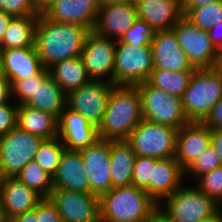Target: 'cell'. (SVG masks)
<instances>
[{"label":"cell","mask_w":222,"mask_h":222,"mask_svg":"<svg viewBox=\"0 0 222 222\" xmlns=\"http://www.w3.org/2000/svg\"><path fill=\"white\" fill-rule=\"evenodd\" d=\"M89 32L83 26L56 22L40 14L34 45L43 67L49 69L62 60L80 56Z\"/></svg>","instance_id":"6da1fadb"},{"label":"cell","mask_w":222,"mask_h":222,"mask_svg":"<svg viewBox=\"0 0 222 222\" xmlns=\"http://www.w3.org/2000/svg\"><path fill=\"white\" fill-rule=\"evenodd\" d=\"M142 120L141 96L137 87L114 85L97 127L98 137L107 141H126Z\"/></svg>","instance_id":"7a4b0ae2"},{"label":"cell","mask_w":222,"mask_h":222,"mask_svg":"<svg viewBox=\"0 0 222 222\" xmlns=\"http://www.w3.org/2000/svg\"><path fill=\"white\" fill-rule=\"evenodd\" d=\"M158 203L133 184L111 188L99 197L100 222H142Z\"/></svg>","instance_id":"3957f363"},{"label":"cell","mask_w":222,"mask_h":222,"mask_svg":"<svg viewBox=\"0 0 222 222\" xmlns=\"http://www.w3.org/2000/svg\"><path fill=\"white\" fill-rule=\"evenodd\" d=\"M222 97V68L195 69L181 100L190 122H203Z\"/></svg>","instance_id":"277c9868"},{"label":"cell","mask_w":222,"mask_h":222,"mask_svg":"<svg viewBox=\"0 0 222 222\" xmlns=\"http://www.w3.org/2000/svg\"><path fill=\"white\" fill-rule=\"evenodd\" d=\"M178 129L142 120L130 133L126 142L136 156L157 160L175 158Z\"/></svg>","instance_id":"5b68a950"},{"label":"cell","mask_w":222,"mask_h":222,"mask_svg":"<svg viewBox=\"0 0 222 222\" xmlns=\"http://www.w3.org/2000/svg\"><path fill=\"white\" fill-rule=\"evenodd\" d=\"M135 86L141 96L144 120L178 130L190 122L184 113L181 98L155 89L147 82Z\"/></svg>","instance_id":"8992f818"},{"label":"cell","mask_w":222,"mask_h":222,"mask_svg":"<svg viewBox=\"0 0 222 222\" xmlns=\"http://www.w3.org/2000/svg\"><path fill=\"white\" fill-rule=\"evenodd\" d=\"M153 69L151 45L136 47L116 40L114 85L135 86L146 82Z\"/></svg>","instance_id":"52a82bcc"},{"label":"cell","mask_w":222,"mask_h":222,"mask_svg":"<svg viewBox=\"0 0 222 222\" xmlns=\"http://www.w3.org/2000/svg\"><path fill=\"white\" fill-rule=\"evenodd\" d=\"M179 46L184 50L194 69L220 66L221 54L211 42L208 32L199 29L184 15L172 28Z\"/></svg>","instance_id":"ba28073f"},{"label":"cell","mask_w":222,"mask_h":222,"mask_svg":"<svg viewBox=\"0 0 222 222\" xmlns=\"http://www.w3.org/2000/svg\"><path fill=\"white\" fill-rule=\"evenodd\" d=\"M43 139L18 126L0 136V178L16 177L21 169L34 160Z\"/></svg>","instance_id":"9c48e42d"},{"label":"cell","mask_w":222,"mask_h":222,"mask_svg":"<svg viewBox=\"0 0 222 222\" xmlns=\"http://www.w3.org/2000/svg\"><path fill=\"white\" fill-rule=\"evenodd\" d=\"M164 199L165 206L158 205L173 222H199L221 208L205 193L192 186L180 187Z\"/></svg>","instance_id":"30bf717a"},{"label":"cell","mask_w":222,"mask_h":222,"mask_svg":"<svg viewBox=\"0 0 222 222\" xmlns=\"http://www.w3.org/2000/svg\"><path fill=\"white\" fill-rule=\"evenodd\" d=\"M115 51L116 40L100 36L94 31L87 34L80 57L91 80L113 84Z\"/></svg>","instance_id":"8fae6325"},{"label":"cell","mask_w":222,"mask_h":222,"mask_svg":"<svg viewBox=\"0 0 222 222\" xmlns=\"http://www.w3.org/2000/svg\"><path fill=\"white\" fill-rule=\"evenodd\" d=\"M113 86L114 84L110 82L91 80L67 94L66 107L82 114L90 123L98 127Z\"/></svg>","instance_id":"7c38bea8"},{"label":"cell","mask_w":222,"mask_h":222,"mask_svg":"<svg viewBox=\"0 0 222 222\" xmlns=\"http://www.w3.org/2000/svg\"><path fill=\"white\" fill-rule=\"evenodd\" d=\"M48 198L63 222H100L99 197L94 194L53 189Z\"/></svg>","instance_id":"4fadbf2b"},{"label":"cell","mask_w":222,"mask_h":222,"mask_svg":"<svg viewBox=\"0 0 222 222\" xmlns=\"http://www.w3.org/2000/svg\"><path fill=\"white\" fill-rule=\"evenodd\" d=\"M79 151L89 178L90 194L100 197L111 189V141L99 138Z\"/></svg>","instance_id":"5bb4252c"},{"label":"cell","mask_w":222,"mask_h":222,"mask_svg":"<svg viewBox=\"0 0 222 222\" xmlns=\"http://www.w3.org/2000/svg\"><path fill=\"white\" fill-rule=\"evenodd\" d=\"M136 19V3L100 5L93 31L108 39L119 40Z\"/></svg>","instance_id":"9a60e30c"},{"label":"cell","mask_w":222,"mask_h":222,"mask_svg":"<svg viewBox=\"0 0 222 222\" xmlns=\"http://www.w3.org/2000/svg\"><path fill=\"white\" fill-rule=\"evenodd\" d=\"M154 69L194 71L173 29L155 32L151 42Z\"/></svg>","instance_id":"2e32d148"},{"label":"cell","mask_w":222,"mask_h":222,"mask_svg":"<svg viewBox=\"0 0 222 222\" xmlns=\"http://www.w3.org/2000/svg\"><path fill=\"white\" fill-rule=\"evenodd\" d=\"M58 137L69 150H80L99 139L97 127L82 114L65 108L58 118Z\"/></svg>","instance_id":"e0dca14e"},{"label":"cell","mask_w":222,"mask_h":222,"mask_svg":"<svg viewBox=\"0 0 222 222\" xmlns=\"http://www.w3.org/2000/svg\"><path fill=\"white\" fill-rule=\"evenodd\" d=\"M211 145V128L203 122H189L176 135L175 160L185 170Z\"/></svg>","instance_id":"ac0fdd59"},{"label":"cell","mask_w":222,"mask_h":222,"mask_svg":"<svg viewBox=\"0 0 222 222\" xmlns=\"http://www.w3.org/2000/svg\"><path fill=\"white\" fill-rule=\"evenodd\" d=\"M52 183L53 189L90 194L89 178L79 150L64 149Z\"/></svg>","instance_id":"d6986e66"},{"label":"cell","mask_w":222,"mask_h":222,"mask_svg":"<svg viewBox=\"0 0 222 222\" xmlns=\"http://www.w3.org/2000/svg\"><path fill=\"white\" fill-rule=\"evenodd\" d=\"M99 0H57L44 14L53 21L72 23L93 31Z\"/></svg>","instance_id":"ffe728a7"},{"label":"cell","mask_w":222,"mask_h":222,"mask_svg":"<svg viewBox=\"0 0 222 222\" xmlns=\"http://www.w3.org/2000/svg\"><path fill=\"white\" fill-rule=\"evenodd\" d=\"M0 198L7 219L34 209L44 199L16 177L0 179Z\"/></svg>","instance_id":"44dd1931"},{"label":"cell","mask_w":222,"mask_h":222,"mask_svg":"<svg viewBox=\"0 0 222 222\" xmlns=\"http://www.w3.org/2000/svg\"><path fill=\"white\" fill-rule=\"evenodd\" d=\"M3 76L13 84L37 74L42 68L35 47L1 49Z\"/></svg>","instance_id":"7402d4cb"},{"label":"cell","mask_w":222,"mask_h":222,"mask_svg":"<svg viewBox=\"0 0 222 222\" xmlns=\"http://www.w3.org/2000/svg\"><path fill=\"white\" fill-rule=\"evenodd\" d=\"M137 18L147 22L155 31L169 30L183 16L177 0H136Z\"/></svg>","instance_id":"603a6c76"},{"label":"cell","mask_w":222,"mask_h":222,"mask_svg":"<svg viewBox=\"0 0 222 222\" xmlns=\"http://www.w3.org/2000/svg\"><path fill=\"white\" fill-rule=\"evenodd\" d=\"M184 169L175 158L156 159L149 185L144 189L158 204L181 187ZM163 198V199H162Z\"/></svg>","instance_id":"cb8c5ba5"},{"label":"cell","mask_w":222,"mask_h":222,"mask_svg":"<svg viewBox=\"0 0 222 222\" xmlns=\"http://www.w3.org/2000/svg\"><path fill=\"white\" fill-rule=\"evenodd\" d=\"M58 117L48 112L19 105L17 111V126L42 139L58 136Z\"/></svg>","instance_id":"d4e9b609"},{"label":"cell","mask_w":222,"mask_h":222,"mask_svg":"<svg viewBox=\"0 0 222 222\" xmlns=\"http://www.w3.org/2000/svg\"><path fill=\"white\" fill-rule=\"evenodd\" d=\"M67 95L51 76L46 80H36L33 96L24 104L57 116L66 108Z\"/></svg>","instance_id":"484cf974"},{"label":"cell","mask_w":222,"mask_h":222,"mask_svg":"<svg viewBox=\"0 0 222 222\" xmlns=\"http://www.w3.org/2000/svg\"><path fill=\"white\" fill-rule=\"evenodd\" d=\"M136 154L126 141H111V188L132 184Z\"/></svg>","instance_id":"4316f807"},{"label":"cell","mask_w":222,"mask_h":222,"mask_svg":"<svg viewBox=\"0 0 222 222\" xmlns=\"http://www.w3.org/2000/svg\"><path fill=\"white\" fill-rule=\"evenodd\" d=\"M49 73L66 95L91 81L80 56L52 65Z\"/></svg>","instance_id":"83f0119b"},{"label":"cell","mask_w":222,"mask_h":222,"mask_svg":"<svg viewBox=\"0 0 222 222\" xmlns=\"http://www.w3.org/2000/svg\"><path fill=\"white\" fill-rule=\"evenodd\" d=\"M38 18L39 15L12 17L0 42V49L35 47Z\"/></svg>","instance_id":"f1b7e54d"},{"label":"cell","mask_w":222,"mask_h":222,"mask_svg":"<svg viewBox=\"0 0 222 222\" xmlns=\"http://www.w3.org/2000/svg\"><path fill=\"white\" fill-rule=\"evenodd\" d=\"M193 71H171L166 69H153L146 81L155 89L182 98L188 88Z\"/></svg>","instance_id":"f546056e"},{"label":"cell","mask_w":222,"mask_h":222,"mask_svg":"<svg viewBox=\"0 0 222 222\" xmlns=\"http://www.w3.org/2000/svg\"><path fill=\"white\" fill-rule=\"evenodd\" d=\"M27 187L34 189L44 198L53 191L52 176H50L36 161L26 164L16 176Z\"/></svg>","instance_id":"4dcf8cb0"},{"label":"cell","mask_w":222,"mask_h":222,"mask_svg":"<svg viewBox=\"0 0 222 222\" xmlns=\"http://www.w3.org/2000/svg\"><path fill=\"white\" fill-rule=\"evenodd\" d=\"M64 149L65 147L58 136L51 139H43L34 161L53 177Z\"/></svg>","instance_id":"1f68e13d"},{"label":"cell","mask_w":222,"mask_h":222,"mask_svg":"<svg viewBox=\"0 0 222 222\" xmlns=\"http://www.w3.org/2000/svg\"><path fill=\"white\" fill-rule=\"evenodd\" d=\"M185 17L199 29L208 31L222 21V2H211L191 9Z\"/></svg>","instance_id":"d6a6232c"},{"label":"cell","mask_w":222,"mask_h":222,"mask_svg":"<svg viewBox=\"0 0 222 222\" xmlns=\"http://www.w3.org/2000/svg\"><path fill=\"white\" fill-rule=\"evenodd\" d=\"M222 166V162L212 145H209L185 170L184 174L199 177Z\"/></svg>","instance_id":"836d02e7"},{"label":"cell","mask_w":222,"mask_h":222,"mask_svg":"<svg viewBox=\"0 0 222 222\" xmlns=\"http://www.w3.org/2000/svg\"><path fill=\"white\" fill-rule=\"evenodd\" d=\"M155 32L156 31L147 22L137 18L132 27L119 39V41L136 47L151 45Z\"/></svg>","instance_id":"e575fe53"},{"label":"cell","mask_w":222,"mask_h":222,"mask_svg":"<svg viewBox=\"0 0 222 222\" xmlns=\"http://www.w3.org/2000/svg\"><path fill=\"white\" fill-rule=\"evenodd\" d=\"M196 187L219 206L222 201V166L198 177Z\"/></svg>","instance_id":"d590c367"},{"label":"cell","mask_w":222,"mask_h":222,"mask_svg":"<svg viewBox=\"0 0 222 222\" xmlns=\"http://www.w3.org/2000/svg\"><path fill=\"white\" fill-rule=\"evenodd\" d=\"M50 76L49 69L43 67L37 74L30 77L15 81L12 84V97L16 95L18 105L25 104L31 96H33L34 89L36 88V80H46Z\"/></svg>","instance_id":"8d00e7d4"},{"label":"cell","mask_w":222,"mask_h":222,"mask_svg":"<svg viewBox=\"0 0 222 222\" xmlns=\"http://www.w3.org/2000/svg\"><path fill=\"white\" fill-rule=\"evenodd\" d=\"M155 166L156 159L144 156H136L132 172V184L141 189H145L150 183Z\"/></svg>","instance_id":"74e56055"},{"label":"cell","mask_w":222,"mask_h":222,"mask_svg":"<svg viewBox=\"0 0 222 222\" xmlns=\"http://www.w3.org/2000/svg\"><path fill=\"white\" fill-rule=\"evenodd\" d=\"M0 10L13 17L40 15L33 0H0Z\"/></svg>","instance_id":"f35d334b"},{"label":"cell","mask_w":222,"mask_h":222,"mask_svg":"<svg viewBox=\"0 0 222 222\" xmlns=\"http://www.w3.org/2000/svg\"><path fill=\"white\" fill-rule=\"evenodd\" d=\"M18 104L0 105V136L6 135L17 126Z\"/></svg>","instance_id":"ab89813d"},{"label":"cell","mask_w":222,"mask_h":222,"mask_svg":"<svg viewBox=\"0 0 222 222\" xmlns=\"http://www.w3.org/2000/svg\"><path fill=\"white\" fill-rule=\"evenodd\" d=\"M36 218L37 222H63L57 208L49 198H44L36 206Z\"/></svg>","instance_id":"60d3db41"},{"label":"cell","mask_w":222,"mask_h":222,"mask_svg":"<svg viewBox=\"0 0 222 222\" xmlns=\"http://www.w3.org/2000/svg\"><path fill=\"white\" fill-rule=\"evenodd\" d=\"M203 123L212 128L222 130V97L212 108Z\"/></svg>","instance_id":"b9f144b4"},{"label":"cell","mask_w":222,"mask_h":222,"mask_svg":"<svg viewBox=\"0 0 222 222\" xmlns=\"http://www.w3.org/2000/svg\"><path fill=\"white\" fill-rule=\"evenodd\" d=\"M209 38L217 50L222 54V21L218 24L213 26L208 31Z\"/></svg>","instance_id":"7bdbcfd3"},{"label":"cell","mask_w":222,"mask_h":222,"mask_svg":"<svg viewBox=\"0 0 222 222\" xmlns=\"http://www.w3.org/2000/svg\"><path fill=\"white\" fill-rule=\"evenodd\" d=\"M11 96L12 84L3 76L0 78V105L8 103Z\"/></svg>","instance_id":"ee69618b"},{"label":"cell","mask_w":222,"mask_h":222,"mask_svg":"<svg viewBox=\"0 0 222 222\" xmlns=\"http://www.w3.org/2000/svg\"><path fill=\"white\" fill-rule=\"evenodd\" d=\"M142 222H173L158 205Z\"/></svg>","instance_id":"f6af8a7d"},{"label":"cell","mask_w":222,"mask_h":222,"mask_svg":"<svg viewBox=\"0 0 222 222\" xmlns=\"http://www.w3.org/2000/svg\"><path fill=\"white\" fill-rule=\"evenodd\" d=\"M211 2H222V0H183L181 3V11L185 16L191 9L206 5Z\"/></svg>","instance_id":"bcb514c9"},{"label":"cell","mask_w":222,"mask_h":222,"mask_svg":"<svg viewBox=\"0 0 222 222\" xmlns=\"http://www.w3.org/2000/svg\"><path fill=\"white\" fill-rule=\"evenodd\" d=\"M211 145L222 162V130L217 128L211 129Z\"/></svg>","instance_id":"7dc6e473"},{"label":"cell","mask_w":222,"mask_h":222,"mask_svg":"<svg viewBox=\"0 0 222 222\" xmlns=\"http://www.w3.org/2000/svg\"><path fill=\"white\" fill-rule=\"evenodd\" d=\"M7 222H37L36 218V207L32 210L26 211L25 213L18 214Z\"/></svg>","instance_id":"c3c4849f"},{"label":"cell","mask_w":222,"mask_h":222,"mask_svg":"<svg viewBox=\"0 0 222 222\" xmlns=\"http://www.w3.org/2000/svg\"><path fill=\"white\" fill-rule=\"evenodd\" d=\"M13 16L8 15L3 10H0V42L3 40V37L7 31L8 24Z\"/></svg>","instance_id":"681fc988"},{"label":"cell","mask_w":222,"mask_h":222,"mask_svg":"<svg viewBox=\"0 0 222 222\" xmlns=\"http://www.w3.org/2000/svg\"><path fill=\"white\" fill-rule=\"evenodd\" d=\"M36 10L39 14H43L49 9L57 0H33Z\"/></svg>","instance_id":"f907efd6"},{"label":"cell","mask_w":222,"mask_h":222,"mask_svg":"<svg viewBox=\"0 0 222 222\" xmlns=\"http://www.w3.org/2000/svg\"><path fill=\"white\" fill-rule=\"evenodd\" d=\"M222 208H220L215 214L211 215L210 217H207L199 222H222V211H220Z\"/></svg>","instance_id":"816d5d0a"},{"label":"cell","mask_w":222,"mask_h":222,"mask_svg":"<svg viewBox=\"0 0 222 222\" xmlns=\"http://www.w3.org/2000/svg\"><path fill=\"white\" fill-rule=\"evenodd\" d=\"M100 5L104 4H128L135 3L136 0H99Z\"/></svg>","instance_id":"f5cc1de1"},{"label":"cell","mask_w":222,"mask_h":222,"mask_svg":"<svg viewBox=\"0 0 222 222\" xmlns=\"http://www.w3.org/2000/svg\"><path fill=\"white\" fill-rule=\"evenodd\" d=\"M7 221L8 219L5 216L2 200L0 198V222H7Z\"/></svg>","instance_id":"db71d44e"},{"label":"cell","mask_w":222,"mask_h":222,"mask_svg":"<svg viewBox=\"0 0 222 222\" xmlns=\"http://www.w3.org/2000/svg\"><path fill=\"white\" fill-rule=\"evenodd\" d=\"M1 77H3V72H2L1 49H0V78Z\"/></svg>","instance_id":"11a10c76"},{"label":"cell","mask_w":222,"mask_h":222,"mask_svg":"<svg viewBox=\"0 0 222 222\" xmlns=\"http://www.w3.org/2000/svg\"><path fill=\"white\" fill-rule=\"evenodd\" d=\"M220 67L222 68V54H221V63H220Z\"/></svg>","instance_id":"9f6ffc18"}]
</instances>
